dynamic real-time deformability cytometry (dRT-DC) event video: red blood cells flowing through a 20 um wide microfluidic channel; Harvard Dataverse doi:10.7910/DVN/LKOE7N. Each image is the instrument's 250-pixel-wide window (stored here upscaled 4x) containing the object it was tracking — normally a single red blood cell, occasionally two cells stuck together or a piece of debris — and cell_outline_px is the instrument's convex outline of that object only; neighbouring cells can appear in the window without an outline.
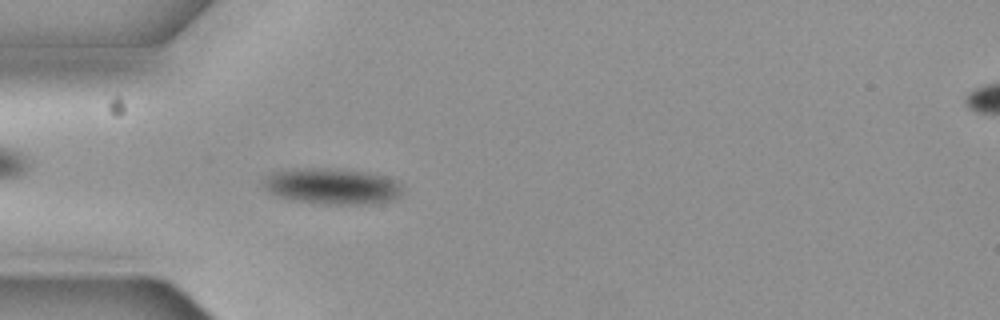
{"species": "common noctule bat (a hibernating species)", "species_latin": "Nyctalus noctula", "temperature_condition": "cold", "stored_images_in_passage": 5, "camera_frame_rate_fps": 3000, "um_per_image_px": 0.085, "animal": {"sex": "female", "body_mass_g": 19.3, "forearm_length_mm": 54.1}, "frame": {"image": 1, "passage_image": 5, "time_ms": 1.333, "image_size_px": [1000, 320], "cell_outline_px": [[404, 192], [396, 200], [372, 204], [324, 204], [292, 200], [276, 196], [268, 192], [260, 184], [268, 176], [276, 172], [312, 168], [368, 172], [384, 176], [396, 180], [404, 188]], "centroid_in_image_um": [28.3, 15.87], "position_along_channel_um": 56.7, "area_um2": 29.13}}